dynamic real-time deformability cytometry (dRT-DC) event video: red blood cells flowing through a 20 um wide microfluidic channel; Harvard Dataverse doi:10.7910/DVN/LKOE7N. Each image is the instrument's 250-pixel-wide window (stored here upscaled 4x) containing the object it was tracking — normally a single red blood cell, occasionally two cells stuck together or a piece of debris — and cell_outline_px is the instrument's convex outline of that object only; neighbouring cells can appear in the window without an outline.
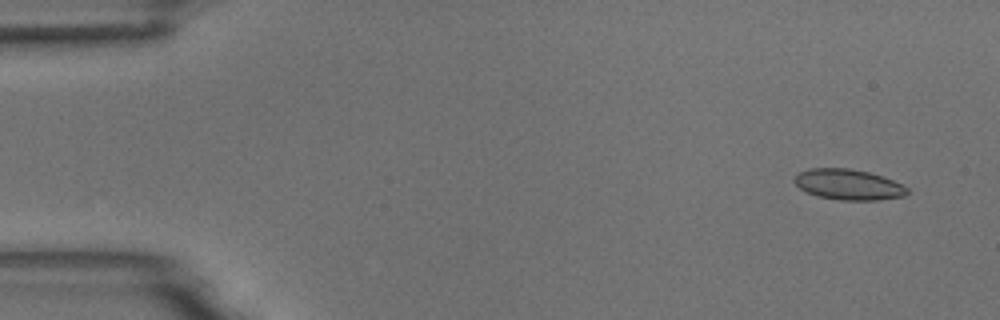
{"species": "common noctule bat (a hibernating species)", "species_latin": "Nyctalus noctula", "temperature_condition": "room temperature", "stored_images_in_passage": 4, "camera_frame_rate_fps": 3000, "um_per_image_px": 0.085, "animal": {"sex": "male", "body_mass_g": 18.8}, "frame": {"image": 1, "passage_image": 1, "time_ms": 0.0, "image_size_px": [1000, 320], "cell_outline_px": [[908, 192], [904, 196], [876, 200], [840, 200], [816, 196], [800, 188], [792, 180], [800, 172], [808, 168], [848, 168], [868, 172], [892, 180], [908, 188]], "centroid_in_image_um": [72.08, 15.69], "position_along_channel_um": 12.9, "area_um2": 19.94}}
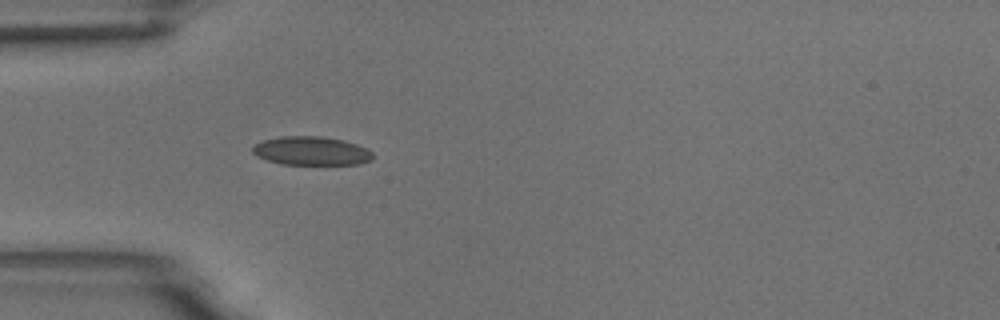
{"frame": {"image": 2, "passage_image": 4, "time_ms": 1.0, "image_size_px": [1000, 320], "cell_outline_px": [[372, 160], [360, 164], [280, 164], [256, 156], [252, 152], [252, 148], [256, 144], [264, 140], [280, 136], [324, 136], [344, 140], [356, 144], [372, 152]], "centroid_in_image_um": [26.45, 12.82], "position_along_channel_um": 58.5, "area_um2": 20.06}}